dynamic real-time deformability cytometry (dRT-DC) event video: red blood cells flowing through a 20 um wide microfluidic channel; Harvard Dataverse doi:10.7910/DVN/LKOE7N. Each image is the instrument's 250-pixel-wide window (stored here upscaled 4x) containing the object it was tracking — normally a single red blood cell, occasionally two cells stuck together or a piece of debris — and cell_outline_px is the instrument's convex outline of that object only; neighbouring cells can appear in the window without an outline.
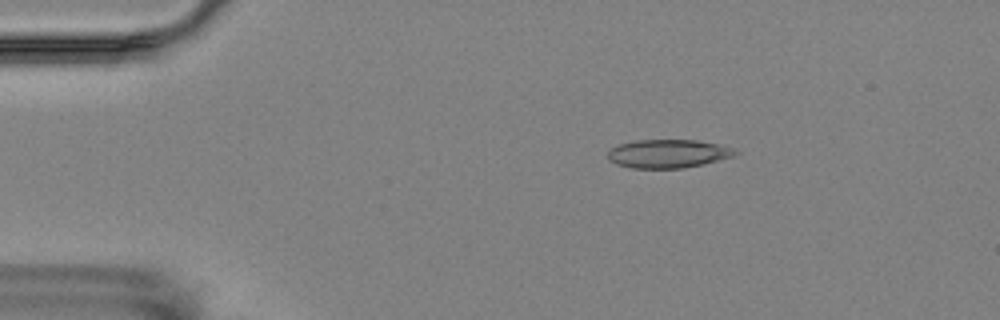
{"species": "Egyptian fruit bat (a non-hibernating species)", "species_latin": "Rousettus aegyptiacus", "temperature_condition": "room temperature", "stored_images_in_passage": 4, "camera_frame_rate_fps": 3000, "um_per_image_px": 0.085, "animal": {"sex": "female"}, "frame": {"image": 1, "passage_image": 2, "time_ms": 1.333, "image_size_px": [1000, 320], "cell_outline_px": [[740, 152], [732, 156], [704, 164], [684, 168], [632, 168], [616, 164], [608, 160], [608, 152], [612, 148], [620, 144], [636, 140], [696, 140], [736, 148]], "centroid_in_image_um": [56.79, 13.06], "position_along_channel_um": 28.2, "area_um2": 21.1}}